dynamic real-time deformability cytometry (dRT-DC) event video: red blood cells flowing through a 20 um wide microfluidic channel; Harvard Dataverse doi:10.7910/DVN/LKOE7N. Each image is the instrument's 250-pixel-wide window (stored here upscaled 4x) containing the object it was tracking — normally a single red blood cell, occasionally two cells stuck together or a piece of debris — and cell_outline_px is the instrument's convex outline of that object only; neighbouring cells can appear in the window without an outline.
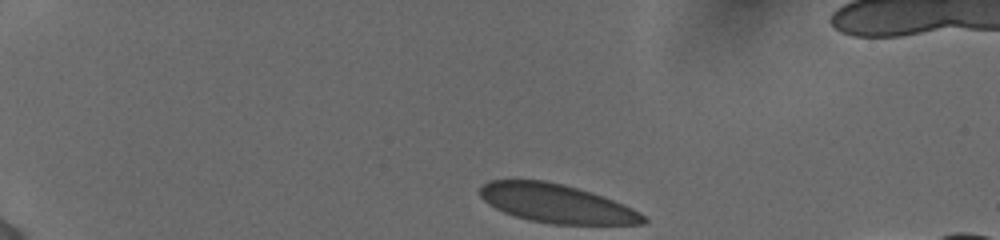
{"species": "human", "species_latin": "Homo sapiens", "temperature_condition": "cold", "stored_images_in_passage": 43, "camera_frame_rate_fps": 3000, "um_per_image_px": 0.085, "donor": {"sex": "female"}, "frame": {"image": 1, "passage_image": 1, "time_ms": 0.0, "image_size_px": [1000, 240], "cell_outline_px": [[648, 220], [644, 224], [552, 224], [528, 220], [504, 212], [488, 204], [480, 196], [480, 188], [488, 180], [544, 180], [564, 184], [592, 192], [624, 204], [640, 212]], "centroid_in_image_um": [47.31, 17.29], "position_along_channel_um": 37.7, "area_um2": 36.76}}
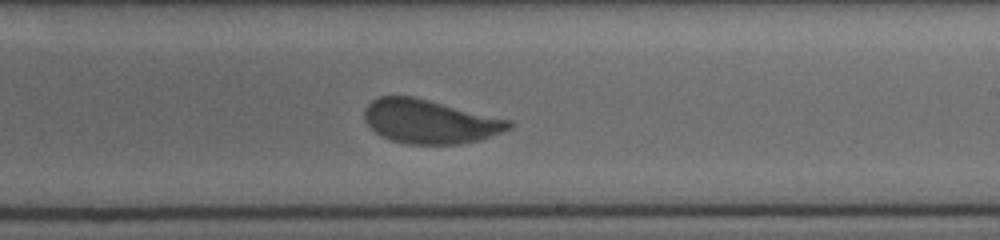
{"frame": {"image": 2, "passage_image": 24, "time_ms": 7.667, "image_size_px": [1000, 240], "cell_outline_px": [[512, 128], [480, 140], [456, 144], [408, 144], [392, 140], [380, 136], [364, 120], [364, 108], [372, 100], [380, 96], [412, 96], [512, 120]], "centroid_in_image_um": [36.53, 10.33], "position_along_channel_um": 252.5, "area_um2": 36.82}}
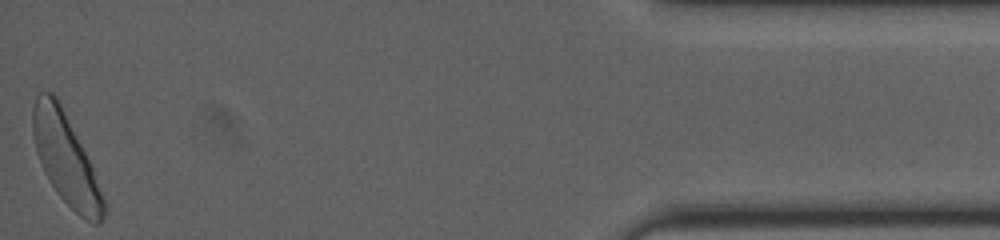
{"frame": {"image": 3, "passage_image": 43, "time_ms": 14.0, "image_size_px": [1000, 240], "cell_outline_px": [[104, 216], [100, 224], [92, 224], [80, 216], [56, 192], [44, 172], [36, 152], [32, 132], [32, 108], [36, 96], [40, 92], [52, 92], [56, 96], [92, 168], [104, 200]], "centroid_in_image_um": [5.55, 13.52], "position_along_channel_um": 429.7, "area_um2": 36.36}, "authors_computed_cell_mechanics": {"area_um2": 37.1654, "velocity_mm_per_s": 3.8471, "shape_relaxation_time_tau1_ms": 2.7961, "shape_relaxation_time_tau2_ms": null, "deformation_change_tau1": 0.0962, "deformation_change_tau2": null}}